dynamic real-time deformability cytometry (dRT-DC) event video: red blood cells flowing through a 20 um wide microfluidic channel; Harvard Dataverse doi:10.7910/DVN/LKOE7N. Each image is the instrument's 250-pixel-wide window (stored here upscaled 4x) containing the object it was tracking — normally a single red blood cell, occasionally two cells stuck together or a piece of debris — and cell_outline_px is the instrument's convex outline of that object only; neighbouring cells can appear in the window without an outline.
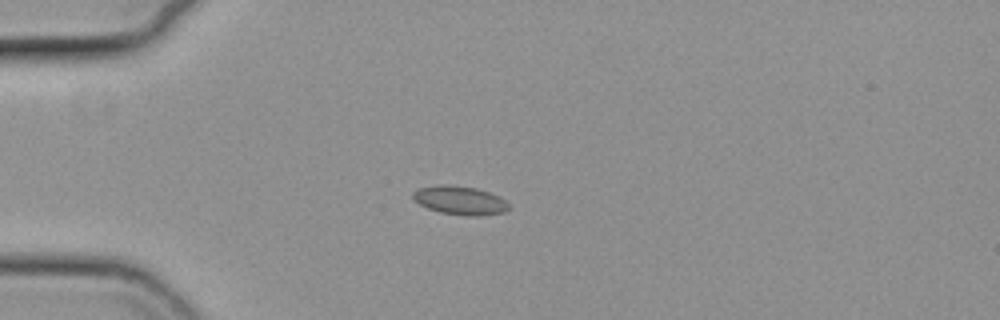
{"species": "common noctule bat (a hibernating species)", "species_latin": "Nyctalus noctula", "temperature_condition": "cold", "stored_images_in_passage": 17, "segment_of_instrument_passage": [1, 2], "camera_frame_rate_fps": 3000, "um_per_image_px": 0.085, "animal": {"sex": "female", "body_mass_g": 19.3, "forearm_length_mm": 54.1}, "frame": {"image": 1, "passage_image": 15, "time_ms": 4.667, "image_size_px": [1000, 320], "cell_outline_px": [[508, 208], [504, 212], [480, 216], [468, 216], [440, 212], [428, 208], [420, 204], [412, 196], [412, 192], [416, 188], [436, 184], [448, 184], [476, 188], [500, 196], [508, 204]], "centroid_in_image_um": [39.06, 17.01], "position_along_channel_um": 45.9, "area_um2": 16.07}}